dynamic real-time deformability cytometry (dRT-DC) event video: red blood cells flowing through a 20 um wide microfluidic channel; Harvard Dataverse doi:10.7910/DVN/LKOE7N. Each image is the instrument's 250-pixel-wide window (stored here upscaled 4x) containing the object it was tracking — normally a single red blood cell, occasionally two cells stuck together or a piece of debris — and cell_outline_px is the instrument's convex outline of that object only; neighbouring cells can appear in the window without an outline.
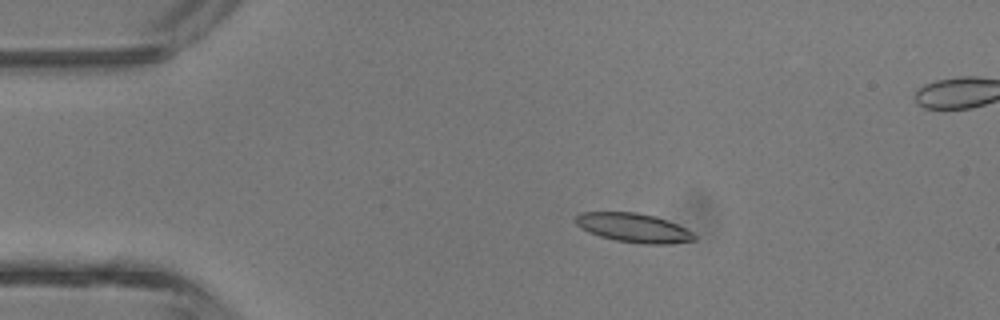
{"species": "common noctule bat (a hibernating species)", "species_latin": "Nyctalus noctula", "temperature_condition": "room temperature", "stored_images_in_passage": 4, "camera_frame_rate_fps": 3000, "um_per_image_px": 0.085, "animal": {"sex": "male", "body_mass_g": 13.3}, "frame": {"image": 1, "passage_image": 2, "time_ms": 1.0, "image_size_px": [1000, 320], "cell_outline_px": [[696, 240], [672, 244], [644, 244], [616, 240], [600, 236], [588, 232], [580, 228], [576, 224], [576, 216], [580, 212], [636, 212], [656, 216], [676, 224], [692, 232], [696, 236]], "centroid_in_image_um": [53.86, 19.36], "position_along_channel_um": 31.1, "area_um2": 20.11}}